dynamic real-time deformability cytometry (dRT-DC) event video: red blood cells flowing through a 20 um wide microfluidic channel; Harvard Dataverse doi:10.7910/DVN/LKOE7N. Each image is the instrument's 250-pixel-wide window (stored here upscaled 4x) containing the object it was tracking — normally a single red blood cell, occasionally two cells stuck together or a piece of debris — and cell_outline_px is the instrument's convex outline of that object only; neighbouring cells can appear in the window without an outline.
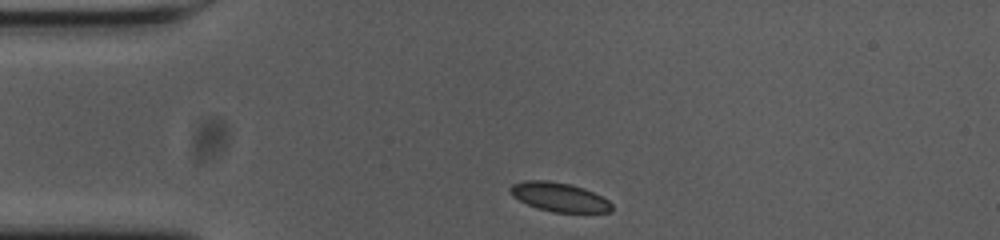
{"species": "common noctule bat (a hibernating species)", "species_latin": "Nyctalus noctula", "temperature_condition": "cold", "stored_images_in_passage": 35, "camera_frame_rate_fps": 3000, "um_per_image_px": 0.085, "animal": {"sex": "female", "body_mass_g": 23.0, "forearm_length_mm": 53.4}, "frame": {"image": 1, "passage_image": 1, "time_ms": 0.0, "image_size_px": [1000, 240], "cell_outline_px": [[612, 212], [552, 212], [536, 208], [512, 196], [508, 188], [512, 184], [524, 180], [548, 180], [568, 184], [584, 188], [608, 200], [612, 204]], "centroid_in_image_um": [47.5, 16.75], "position_along_channel_um": 37.5, "area_um2": 17.11}}
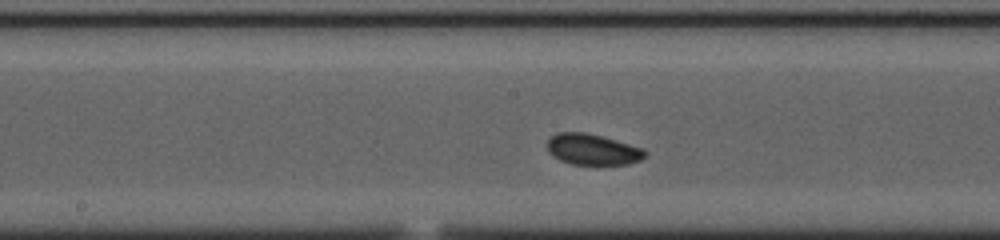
{"frame": {"image": 2, "passage_image": 17, "time_ms": 5.333, "image_size_px": [1000, 240], "cell_outline_px": [[648, 152], [640, 160], [628, 164], [572, 164], [560, 160], [552, 156], [548, 152], [548, 140], [556, 132], [584, 132], [616, 140], [644, 148]], "centroid_in_image_um": [50.37, 12.7], "position_along_channel_um": 197.8, "area_um2": 17.57}}
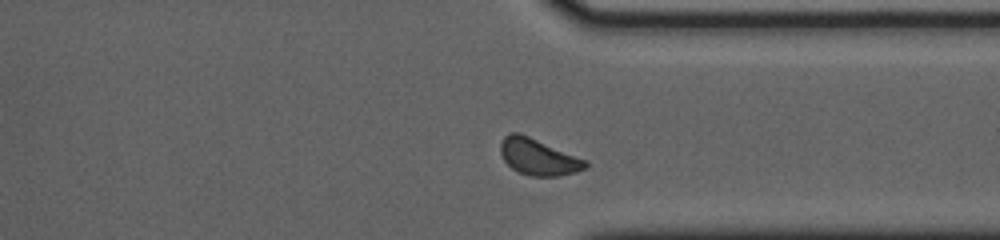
{"frame": {"image": 3, "passage_image": 31, "time_ms": 10.0, "image_size_px": [1000, 240], "cell_outline_px": [[588, 168], [576, 172], [560, 176], [532, 176], [520, 172], [512, 168], [504, 160], [500, 152], [500, 144], [504, 136], [508, 132], [520, 132], [588, 160]], "centroid_in_image_um": [45.78, 13.32], "position_along_channel_um": 365.6, "area_um2": 18.26}, "authors_computed_cell_mechanics": {"area_um2": 17.4556, "velocity_mm_per_s": 3.6067, "shape_relaxation_time_tau1_ms": 3.0741, "shape_relaxation_time_tau2_ms": 3.0126, "deformation_change_tau1": 0.0365, "deformation_change_tau2": 0.0531}}